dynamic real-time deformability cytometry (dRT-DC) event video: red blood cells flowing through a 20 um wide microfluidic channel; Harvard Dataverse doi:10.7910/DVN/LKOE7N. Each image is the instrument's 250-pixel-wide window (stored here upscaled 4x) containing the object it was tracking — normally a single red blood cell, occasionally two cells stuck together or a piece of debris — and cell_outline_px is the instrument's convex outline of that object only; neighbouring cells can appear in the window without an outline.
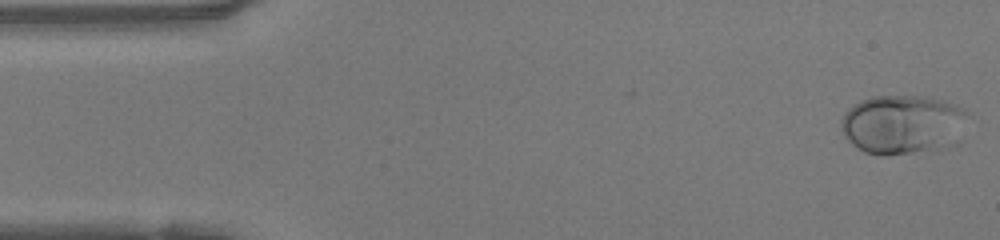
{"species": "human", "species_latin": "Homo sapiens", "temperature_condition": "warm", "stored_images_in_passage": 47, "camera_frame_rate_fps": 3000, "um_per_image_px": 0.085, "donor": {"sex": "female"}, "frame": {"image": 1, "passage_image": 1, "time_ms": 0.0, "image_size_px": [1000, 240], "cell_outline_px": [[972, 116], [960, 144], [944, 148], [884, 156], [880, 156], [864, 152], [856, 148], [844, 136], [840, 128], [840, 120], [844, 112], [848, 108], [860, 100], [872, 96], [924, 96], [944, 100], [956, 104], [964, 108]], "centroid_in_image_um": [76.82, 10.58], "position_along_channel_um": 8.2, "area_um2": 45.43}}
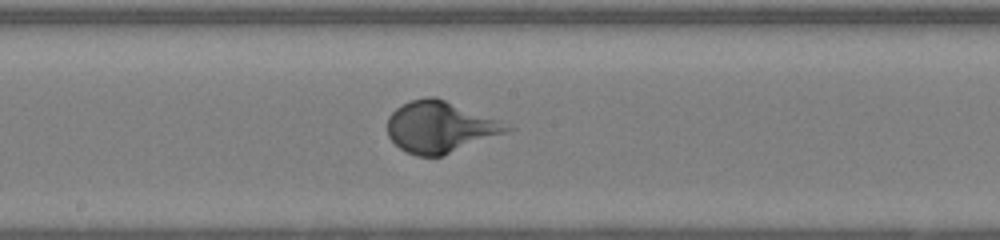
{"frame": {"image": 2, "passage_image": 24, "time_ms": 7.667, "image_size_px": [1000, 240], "cell_outline_px": [[516, 128], [444, 156], [416, 156], [400, 148], [388, 136], [388, 116], [396, 108], [408, 100], [424, 96], [436, 96]], "centroid_in_image_um": [37.36, 10.79], "position_along_channel_um": 210.8, "area_um2": 35.43}}
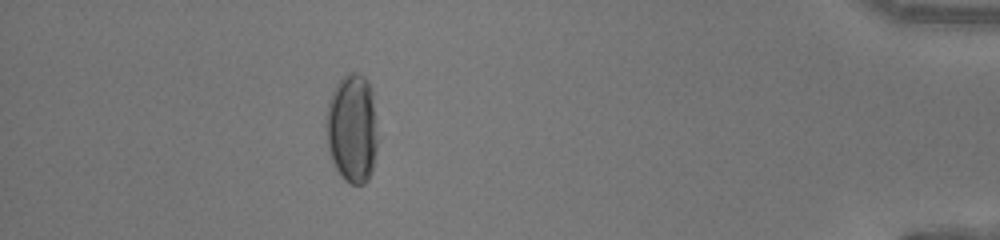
{"frame": {"image": 3, "passage_image": 42, "time_ms": 13.667, "image_size_px": [1000, 240], "cell_outline_px": [[380, 140], [372, 172], [368, 180], [364, 184], [352, 184], [344, 180], [336, 168], [328, 152], [324, 124], [324, 116], [328, 100], [340, 76], [348, 72], [356, 72], [364, 76], [368, 80], [372, 92]], "centroid_in_image_um": [29.94, 10.9], "position_along_channel_um": 405.3, "area_um2": 34.22}}